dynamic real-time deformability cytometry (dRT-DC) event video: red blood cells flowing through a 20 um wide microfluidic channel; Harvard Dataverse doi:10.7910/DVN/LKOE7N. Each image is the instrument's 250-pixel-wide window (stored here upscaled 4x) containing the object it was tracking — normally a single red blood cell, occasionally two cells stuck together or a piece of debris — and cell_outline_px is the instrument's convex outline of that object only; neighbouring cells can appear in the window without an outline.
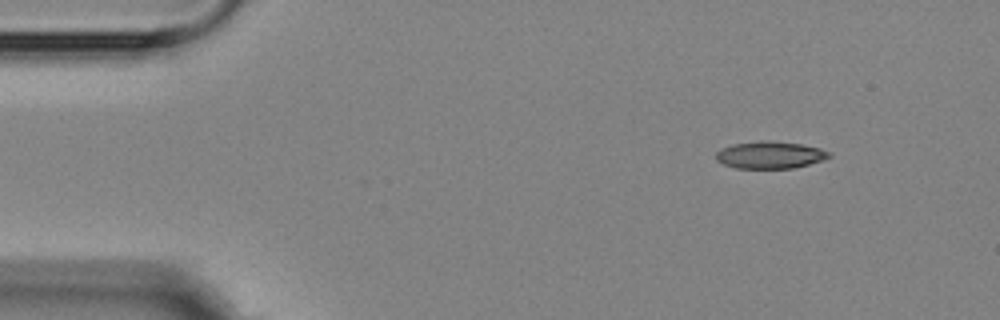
{"species": "Egyptian fruit bat (a non-hibernating species)", "species_latin": "Rousettus aegyptiacus", "temperature_condition": "room temperature", "stored_images_in_passage": 2, "camera_frame_rate_fps": 3000, "um_per_image_px": 0.085, "animal": {"sex": "female"}, "frame": {"image": 1, "passage_image": 2, "time_ms": 1.333, "image_size_px": [1000, 320], "cell_outline_px": [[832, 156], [808, 164], [792, 168], [736, 168], [724, 164], [716, 160], [716, 152], [732, 144], [760, 140], [764, 140], [800, 144], [820, 148], [832, 152]], "centroid_in_image_um": [65.45, 13.16], "position_along_channel_um": 19.5, "area_um2": 17.74}}